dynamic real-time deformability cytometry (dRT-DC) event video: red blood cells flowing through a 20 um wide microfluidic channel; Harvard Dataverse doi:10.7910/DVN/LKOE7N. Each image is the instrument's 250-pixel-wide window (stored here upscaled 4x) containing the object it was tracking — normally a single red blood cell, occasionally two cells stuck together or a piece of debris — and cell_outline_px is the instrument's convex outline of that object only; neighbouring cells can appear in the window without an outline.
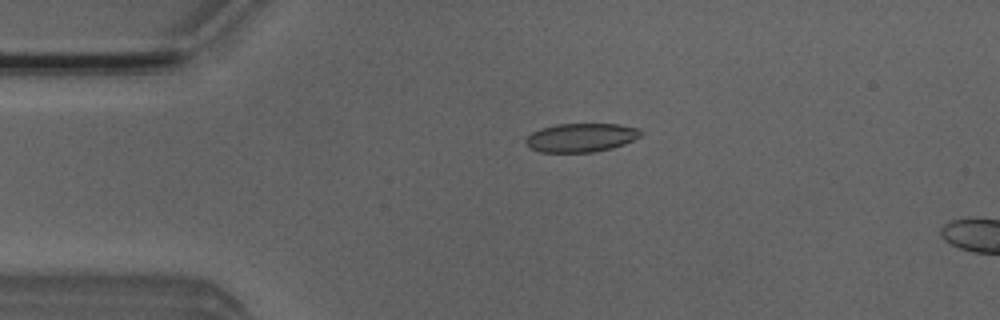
{"species": "Egyptian fruit bat (a non-hibernating species)", "species_latin": "Rousettus aegyptiacus", "temperature_condition": "room temperature", "stored_images_in_passage": 5, "camera_frame_rate_fps": 3000, "um_per_image_px": 0.085, "animal": {"sex": "male"}, "frame": {"image": 1, "passage_image": 3, "time_ms": 3.0, "image_size_px": [1000, 320], "cell_outline_px": [[644, 132], [640, 136], [624, 144], [612, 148], [592, 152], [540, 152], [528, 148], [524, 140], [532, 132], [540, 128], [556, 124], [620, 124], [640, 128]], "centroid_in_image_um": [49.38, 11.69], "position_along_channel_um": 35.6, "area_um2": 19.42}}